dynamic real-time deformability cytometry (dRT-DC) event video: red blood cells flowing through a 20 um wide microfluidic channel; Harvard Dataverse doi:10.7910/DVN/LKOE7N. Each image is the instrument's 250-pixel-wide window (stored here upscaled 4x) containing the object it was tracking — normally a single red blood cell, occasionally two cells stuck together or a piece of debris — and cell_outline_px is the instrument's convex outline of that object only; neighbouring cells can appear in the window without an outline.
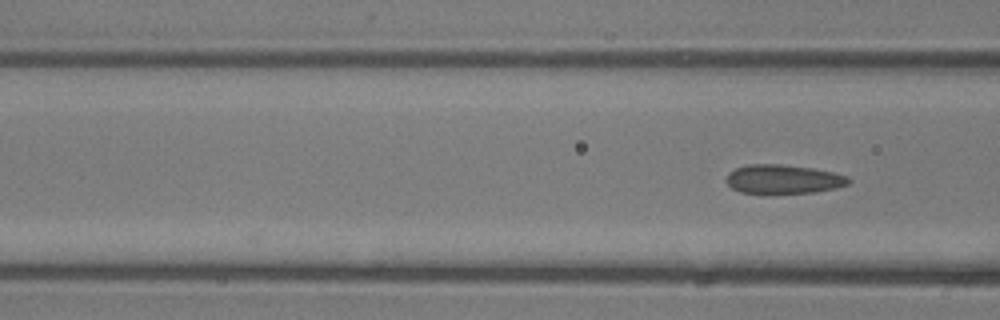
{"species": "common noctule bat (a hibernating species)", "species_latin": "Nyctalus noctula", "temperature_condition": "room temperature", "stored_images_in_passage": 3, "camera_frame_rate_fps": 3000, "um_per_image_px": 0.085, "animal": {"sex": "male", "body_mass_g": 13.3}, "frame": {"image": 1, "passage_image": 3, "time_ms": 0.667, "image_size_px": [1000, 320], "cell_outline_px": [[852, 180], [848, 184], [836, 188], [816, 192], [764, 196], [740, 192], [732, 188], [724, 180], [728, 172], [736, 168], [748, 164], [780, 164], [812, 168], [832, 172], [848, 176]], "centroid_in_image_um": [66.53, 15.27], "position_along_channel_um": 100.1, "area_um2": 21.56}}